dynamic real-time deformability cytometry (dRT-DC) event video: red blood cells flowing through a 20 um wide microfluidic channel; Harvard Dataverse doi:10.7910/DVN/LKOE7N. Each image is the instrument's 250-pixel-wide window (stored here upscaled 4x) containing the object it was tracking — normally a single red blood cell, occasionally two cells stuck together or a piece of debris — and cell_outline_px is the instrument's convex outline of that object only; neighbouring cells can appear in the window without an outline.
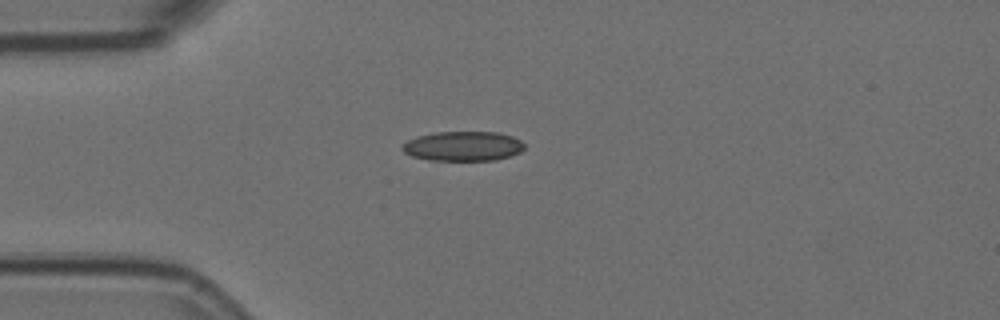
{"species": "Egyptian fruit bat (a non-hibernating species)", "species_latin": "Rousettus aegyptiacus", "temperature_condition": "room temperature", "stored_images_in_passage": 7, "camera_frame_rate_fps": 3000, "um_per_image_px": 0.085, "animal": {"sex": "female"}, "frame": {"image": 1, "passage_image": 1, "time_ms": 0.0, "image_size_px": [1000, 320], "cell_outline_px": [[524, 148], [520, 152], [512, 156], [496, 160], [428, 160], [412, 156], [404, 152], [400, 148], [408, 140], [416, 136], [436, 132], [496, 132], [512, 136], [520, 140], [524, 144]], "centroid_in_image_um": [39.36, 12.42], "position_along_channel_um": 45.6, "area_um2": 21.15}}
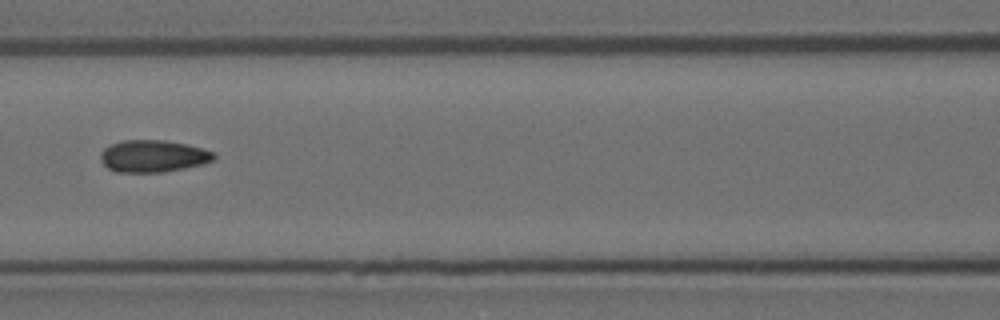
{"frame": {"image": 2, "passage_image": 4, "time_ms": 1.0, "image_size_px": [1000, 320], "cell_outline_px": [[216, 156], [212, 160], [200, 164], [184, 168], [160, 172], [116, 172], [108, 168], [100, 160], [100, 152], [104, 148], [120, 140], [164, 140], [188, 144], [212, 152]], "centroid_in_image_um": [12.96, 13.26], "position_along_channel_um": 153.6, "area_um2": 21.04}}
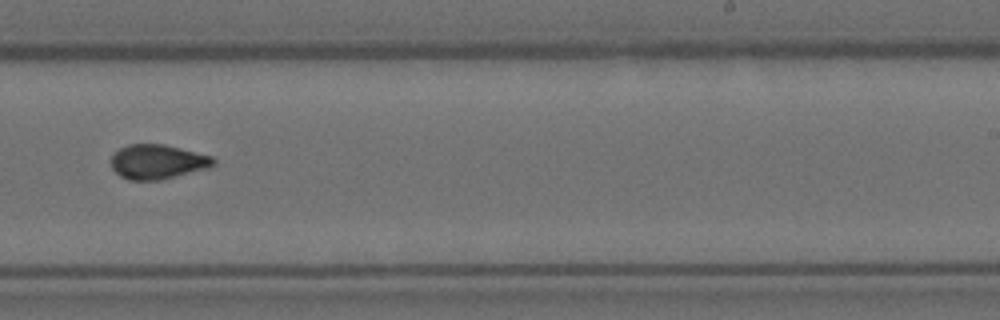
{"frame": {"image": 3, "passage_image": 7, "time_ms": 2.0, "image_size_px": [1000, 320], "cell_outline_px": [[216, 164], [208, 168], [160, 180], [128, 180], [120, 176], [112, 168], [112, 156], [120, 148], [128, 144], [164, 144], [212, 156], [216, 160]], "centroid_in_image_um": [13.4, 13.75], "position_along_channel_um": 275.6, "area_um2": 20.52}}